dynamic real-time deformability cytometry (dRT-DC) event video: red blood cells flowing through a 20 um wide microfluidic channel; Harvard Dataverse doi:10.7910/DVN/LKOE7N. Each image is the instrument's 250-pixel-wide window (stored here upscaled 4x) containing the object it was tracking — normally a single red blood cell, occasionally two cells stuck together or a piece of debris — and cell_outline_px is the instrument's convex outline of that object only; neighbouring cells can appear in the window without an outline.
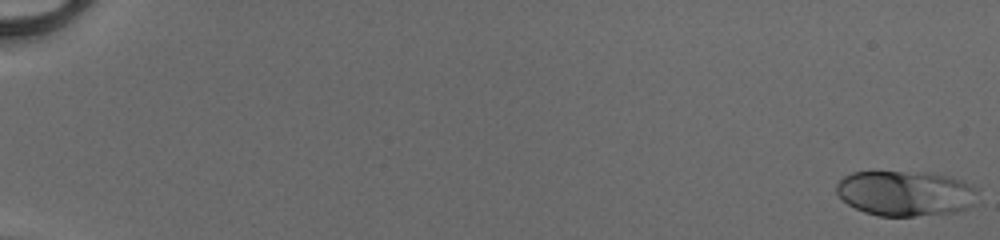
{"species": "human", "species_latin": "Homo sapiens", "temperature_condition": "cold", "stored_images_in_passage": 52, "camera_frame_rate_fps": 3000, "um_per_image_px": 0.085, "donor": {"sex": "male"}, "frame": {"image": 1, "passage_image": 1, "time_ms": 0.0, "image_size_px": [1000, 240], "cell_outline_px": [[980, 188], [976, 204], [956, 212], [912, 216], [880, 216], [864, 212], [848, 204], [836, 192], [836, 184], [844, 176], [852, 172], [932, 172], [964, 180]], "centroid_in_image_um": [77.04, 16.42], "position_along_channel_um": 8.0, "area_um2": 37.8}}
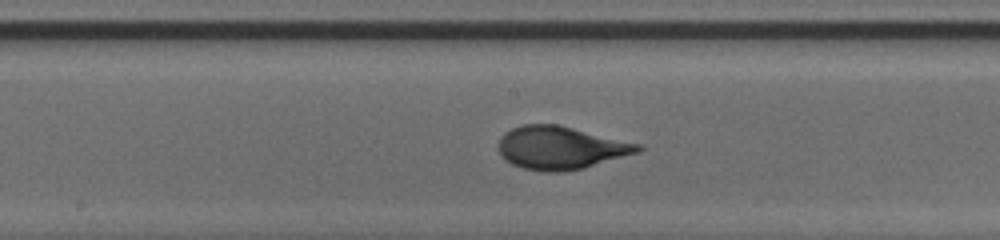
{"frame": {"image": 2, "passage_image": 30, "time_ms": 9.667, "image_size_px": [1000, 240], "cell_outline_px": [[644, 148], [640, 152], [584, 168], [564, 172], [544, 172], [524, 168], [512, 164], [504, 160], [500, 156], [500, 136], [504, 132], [512, 128], [524, 124], [556, 124], [644, 144]], "centroid_in_image_um": [47.69, 12.56], "position_along_channel_um": 200.5, "area_um2": 35.2}}
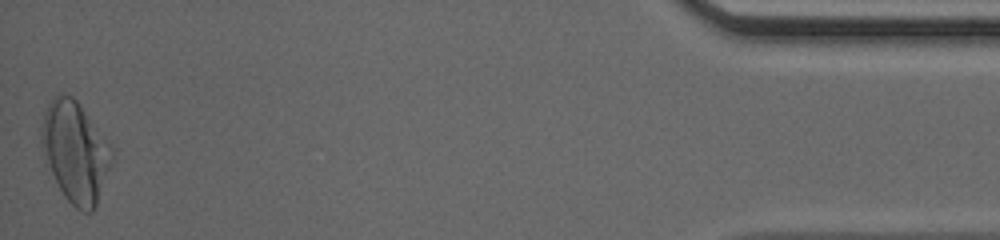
{"frame": {"image": 3, "passage_image": 52, "time_ms": 17.0, "image_size_px": [1000, 240], "cell_outline_px": [[112, 164], [96, 204], [92, 212], [84, 212], [76, 208], [64, 196], [44, 164], [40, 140], [40, 132], [44, 112], [48, 104], [56, 96], [72, 96], [76, 100], [112, 148]], "centroid_in_image_um": [6.35, 12.95], "position_along_channel_um": 428.8, "area_um2": 40.98}, "authors_computed_cell_mechanics": {"area_um2": 34.1887, "velocity_mm_per_s": 4.1382, "shape_relaxation_time_tau1_ms": 3.9837, "shape_relaxation_time_tau2_ms": null, "deformation_change_tau1": 0.1733, "deformation_change_tau2": null}}